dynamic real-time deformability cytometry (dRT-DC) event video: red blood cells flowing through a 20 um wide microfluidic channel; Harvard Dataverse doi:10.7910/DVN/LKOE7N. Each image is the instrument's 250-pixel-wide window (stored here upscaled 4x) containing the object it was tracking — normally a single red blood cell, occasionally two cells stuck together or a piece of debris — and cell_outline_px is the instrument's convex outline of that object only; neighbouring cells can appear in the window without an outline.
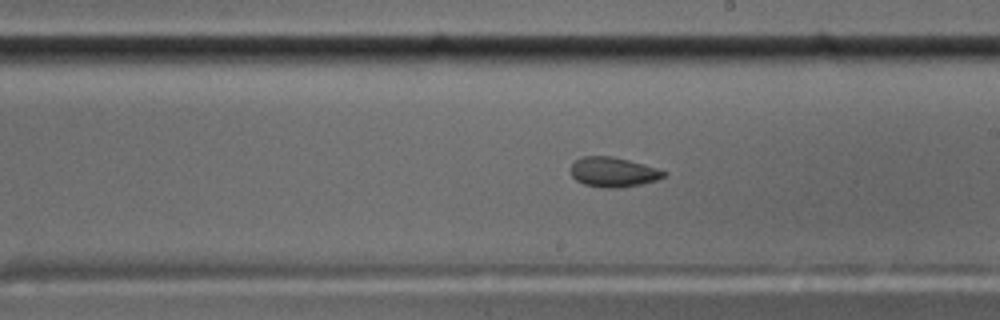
{"species": "common noctule bat (a hibernating species)", "species_latin": "Nyctalus noctula", "temperature_condition": "cold", "stored_images_in_passage": 55, "camera_frame_rate_fps": 3000, "um_per_image_px": 0.085, "animal": {"sex": "male", "body_mass_g": 17.5, "forearm_length_mm": 52.3}, "frame": {"image": 1, "passage_image": 31, "time_ms": 10.0, "image_size_px": [1000, 320], "cell_outline_px": [[668, 172], [664, 176], [656, 180], [640, 184], [620, 188], [604, 188], [584, 184], [576, 180], [572, 176], [568, 168], [576, 160], [584, 156], [612, 156], [628, 160], [656, 168]], "centroid_in_image_um": [52.08, 14.63], "position_along_channel_um": 236.9, "area_um2": 16.13}}
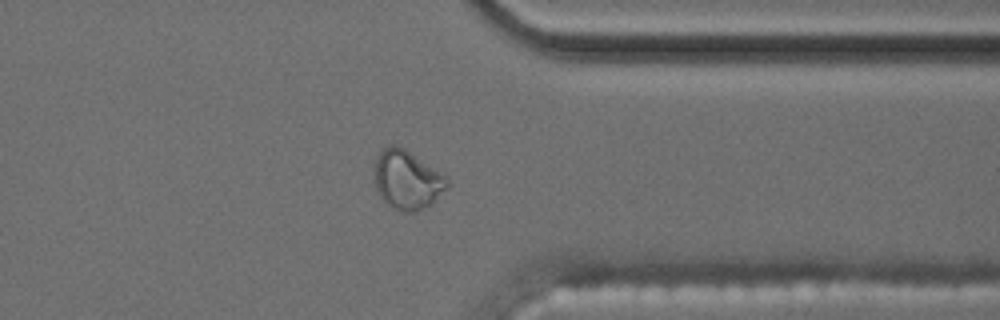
{"frame": {"image": 2, "passage_image": 43, "time_ms": 14.0, "image_size_px": [1000, 320], "cell_outline_px": [[448, 188], [432, 204], [424, 208], [412, 212], [404, 212], [388, 204], [380, 196], [376, 188], [376, 156], [384, 148], [392, 144], [404, 148], [448, 176]], "centroid_in_image_um": [34.66, 15.28], "position_along_channel_um": 376.7, "area_um2": 24.8}}
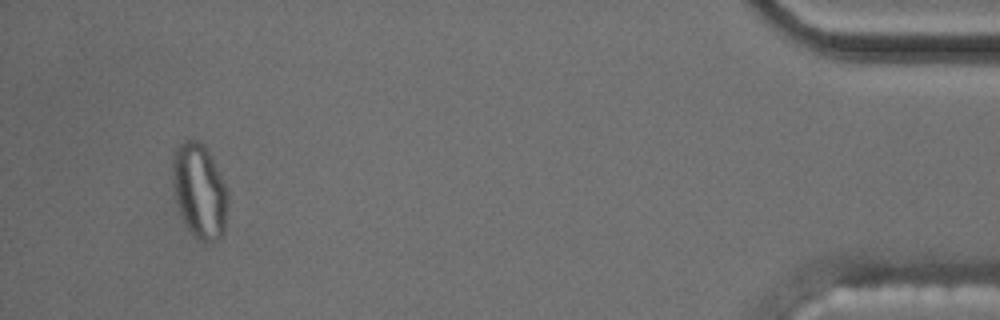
{"frame": {"image": 3, "passage_image": 52, "time_ms": 17.0, "image_size_px": [1000, 320], "cell_outline_px": [[228, 196], [224, 232], [220, 240], [200, 240], [192, 236], [180, 212], [176, 200], [172, 180], [172, 160], [176, 148], [184, 140], [196, 140], [204, 144], [228, 192]], "centroid_in_image_um": [16.94, 16.24], "position_along_channel_um": 418.3, "area_um2": 30.06}}